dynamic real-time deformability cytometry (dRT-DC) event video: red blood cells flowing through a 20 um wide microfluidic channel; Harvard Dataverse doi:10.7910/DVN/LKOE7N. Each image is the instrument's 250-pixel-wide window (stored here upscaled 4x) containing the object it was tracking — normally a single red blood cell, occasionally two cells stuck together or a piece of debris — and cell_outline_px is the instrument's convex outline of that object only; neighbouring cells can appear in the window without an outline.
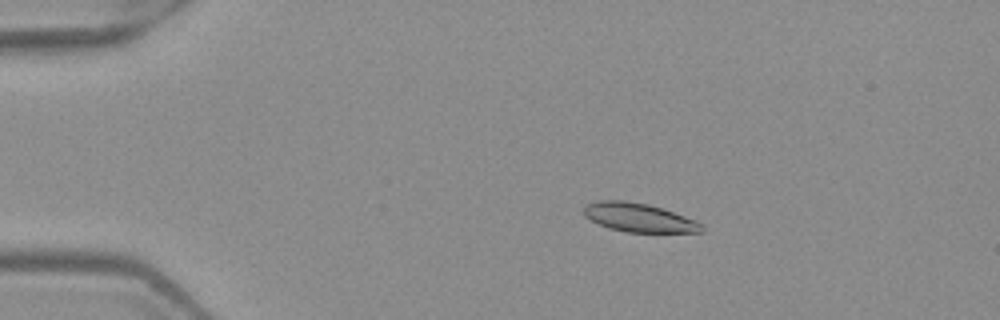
{"species": "Egyptian fruit bat (a non-hibernating species)", "species_latin": "Rousettus aegyptiacus", "temperature_condition": "warm", "stored_images_in_passage": 53, "camera_frame_rate_fps": 3000, "um_per_image_px": 0.085, "frame": {"image": 1, "passage_image": 11, "time_ms": 3.333, "image_size_px": [1000, 320], "cell_outline_px": [[704, 232], [628, 232], [608, 228], [584, 216], [584, 208], [588, 204], [596, 200], [624, 200], [648, 204], [664, 208], [696, 220], [704, 224]], "centroid_in_image_um": [54.35, 18.49], "position_along_channel_um": 30.6, "area_um2": 19.88}}
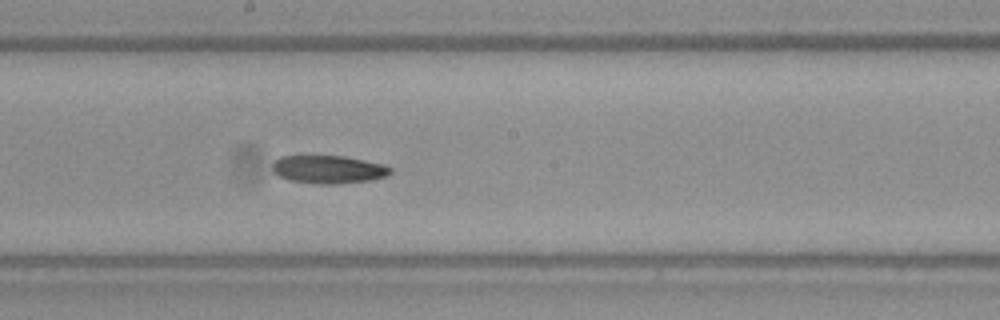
{"frame": {"image": 2, "passage_image": 30, "time_ms": 9.667, "image_size_px": [1000, 320], "cell_outline_px": [[392, 172], [388, 176], [372, 180], [336, 184], [316, 184], [288, 180], [272, 172], [272, 164], [280, 156], [344, 156], [384, 164], [392, 168]], "centroid_in_image_um": [27.93, 14.41], "position_along_channel_um": 220.3, "area_um2": 19.48}}
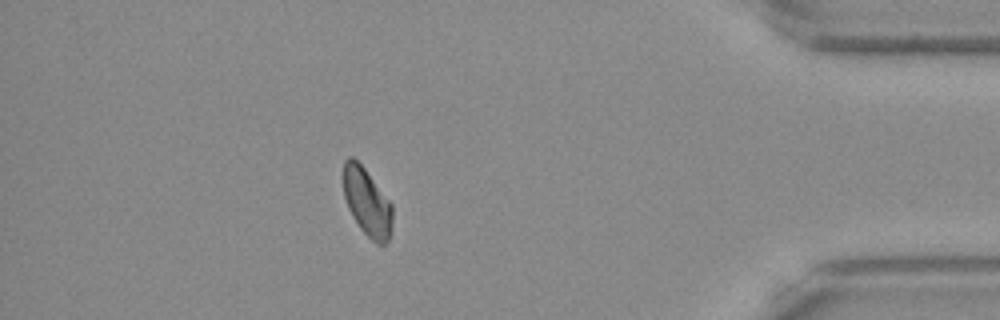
{"frame": {"image": 3, "passage_image": 47, "time_ms": 15.333, "image_size_px": [1000, 320], "cell_outline_px": [[392, 228], [388, 240], [384, 244], [376, 244], [360, 228], [352, 216], [348, 208], [344, 196], [344, 160], [348, 156], [352, 156], [364, 168], [392, 204]], "centroid_in_image_um": [31.2, 17.19], "position_along_channel_um": 404.0, "area_um2": 19.19}}